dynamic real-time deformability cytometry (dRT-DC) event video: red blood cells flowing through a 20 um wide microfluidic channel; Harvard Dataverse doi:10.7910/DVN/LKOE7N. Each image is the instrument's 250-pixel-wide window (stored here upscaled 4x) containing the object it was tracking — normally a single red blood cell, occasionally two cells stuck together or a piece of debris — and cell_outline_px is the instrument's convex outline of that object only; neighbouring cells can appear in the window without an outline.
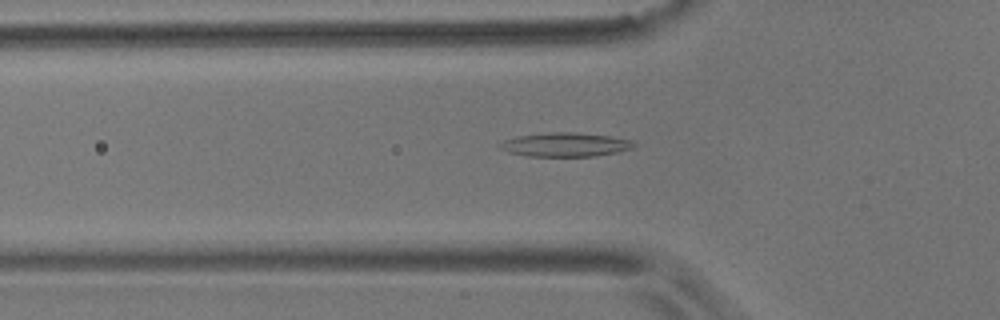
{"species": "common noctule bat (a hibernating species)", "species_latin": "Nyctalus noctula", "temperature_condition": "room temperature", "stored_images_in_passage": 44, "camera_frame_rate_fps": 3000, "um_per_image_px": 0.085, "animal": {"sex": "male", "body_mass_g": 17.9}, "frame": {"image": 1, "passage_image": 5, "time_ms": 1.333, "image_size_px": [1000, 320], "cell_outline_px": [[636, 144], [632, 148], [616, 152], [592, 156], [528, 156], [508, 152], [500, 148], [496, 144], [504, 140], [516, 136], [548, 132], [572, 132], [608, 136], [632, 140]], "centroid_in_image_um": [47.99, 12.29], "position_along_channel_um": 77.8, "area_um2": 18.61}}
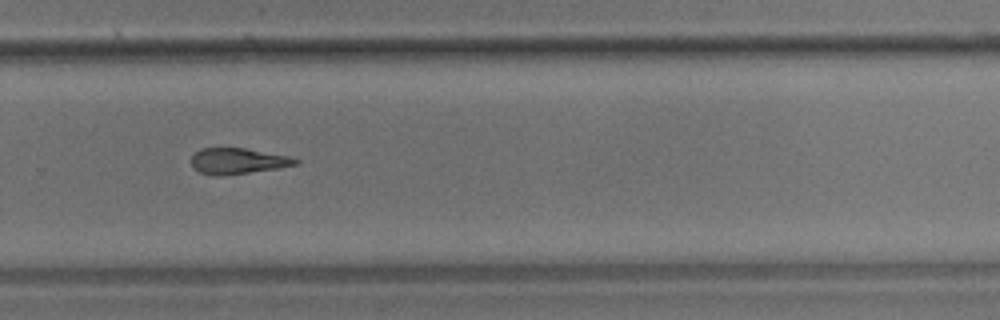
{"frame": {"image": 2, "passage_image": 25, "time_ms": 8.0, "image_size_px": [1000, 320], "cell_outline_px": [[300, 164], [276, 168], [220, 176], [212, 176], [200, 172], [192, 168], [192, 156], [200, 148], [244, 148], [288, 156], [300, 160]], "centroid_in_image_um": [20.19, 13.69], "position_along_channel_um": 309.6, "area_um2": 15.61}}
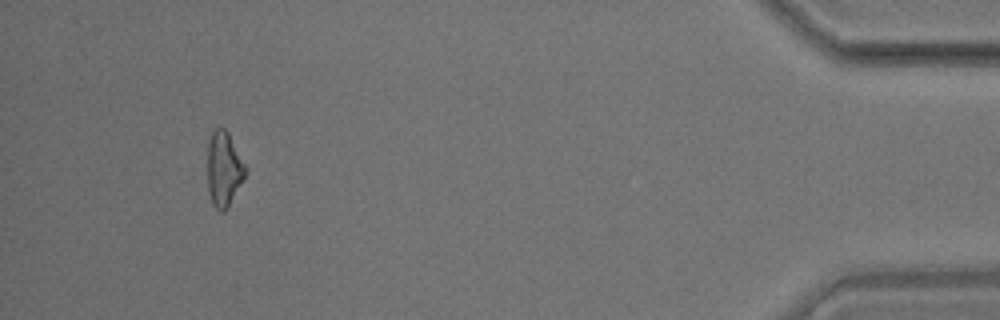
{"frame": {"image": 3, "passage_image": 40, "time_ms": 13.0, "image_size_px": [1000, 320], "cell_outline_px": [[248, 168], [228, 208], [224, 212], [220, 212], [212, 204], [208, 192], [208, 144], [212, 132], [216, 128], [224, 128], [228, 132]], "centroid_in_image_um": [19.03, 14.38], "position_along_channel_um": 416.2, "area_um2": 16.53}, "authors_computed_cell_mechanics": {"area_um2": 16.762, "velocity_mm_per_s": 3.466, "shape_relaxation_time_tau1_ms": null, "shape_relaxation_time_tau2_ms": 8.3879, "deformation_change_tau1": null, "deformation_change_tau2": 0.2229}}